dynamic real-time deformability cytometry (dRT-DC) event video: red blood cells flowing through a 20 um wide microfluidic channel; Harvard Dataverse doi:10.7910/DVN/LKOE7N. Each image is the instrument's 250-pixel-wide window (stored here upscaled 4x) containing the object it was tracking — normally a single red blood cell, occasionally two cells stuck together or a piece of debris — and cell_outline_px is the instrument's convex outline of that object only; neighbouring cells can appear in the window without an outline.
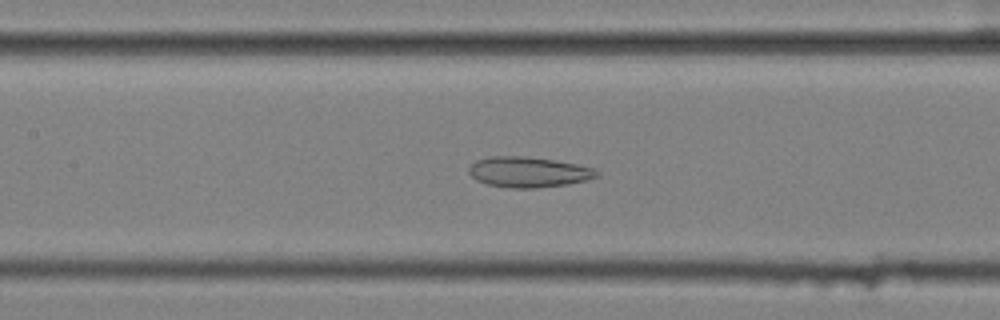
{"species": "common noctule bat (a hibernating species)", "species_latin": "Nyctalus noctula", "temperature_condition": "cold", "stored_images_in_passage": 48, "camera_frame_rate_fps": 3000, "um_per_image_px": 0.085, "animal": {"sex": "female", "body_mass_g": 25.1}, "frame": {"image": 1, "passage_image": 18, "time_ms": 5.667, "image_size_px": [1000, 320], "cell_outline_px": [[600, 176], [588, 180], [568, 184], [536, 188], [508, 188], [488, 184], [476, 180], [468, 172], [468, 168], [476, 160], [492, 156], [524, 156], [556, 160], [596, 168], [600, 172]], "centroid_in_image_um": [44.96, 14.62], "position_along_channel_um": 162.4, "area_um2": 22.95}}
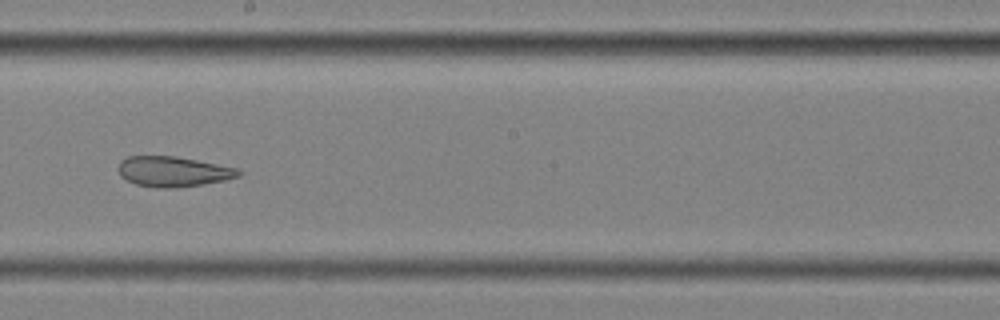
{"frame": {"image": 2, "passage_image": 24, "time_ms": 7.667, "image_size_px": [1000, 320], "cell_outline_px": [[244, 172], [240, 176], [224, 180], [176, 188], [156, 188], [136, 184], [120, 176], [116, 168], [120, 160], [128, 156], [176, 156], [240, 168]], "centroid_in_image_um": [14.72, 14.57], "position_along_channel_um": 233.5, "area_um2": 21.44}}
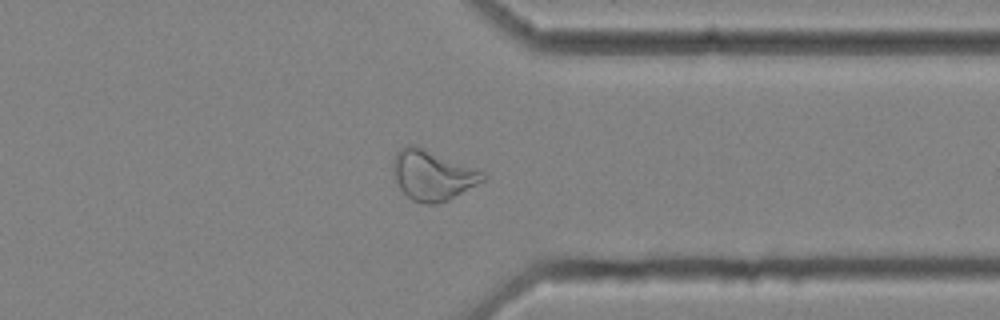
{"frame": {"image": 3, "passage_image": 36, "time_ms": 11.667, "image_size_px": [1000, 320], "cell_outline_px": [[488, 176], [484, 180], [448, 200], [436, 204], [424, 204], [412, 200], [400, 188], [396, 180], [392, 164], [392, 160], [396, 152], [400, 148], [408, 144], [416, 144], [488, 172]], "centroid_in_image_um": [36.79, 14.85], "position_along_channel_um": 374.6, "area_um2": 26.59}, "authors_computed_cell_mechanics": {"area_um2": 26.7325, "velocity_mm_per_s": 3.5614, "shape_relaxation_time_tau1_ms": null, "shape_relaxation_time_tau2_ms": 4.4688, "deformation_change_tau1": null, "deformation_change_tau2": 0.1356}}